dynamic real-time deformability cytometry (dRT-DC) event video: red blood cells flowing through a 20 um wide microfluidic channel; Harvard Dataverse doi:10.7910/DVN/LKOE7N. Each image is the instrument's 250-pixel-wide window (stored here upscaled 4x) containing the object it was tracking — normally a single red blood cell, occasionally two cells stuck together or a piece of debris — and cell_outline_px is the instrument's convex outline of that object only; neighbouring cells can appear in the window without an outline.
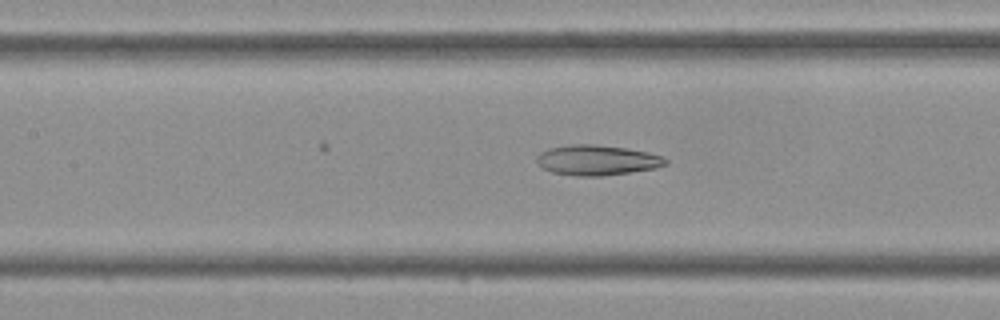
{"species": "Egyptian fruit bat (a non-hibernating species)", "species_latin": "Rousettus aegyptiacus", "temperature_condition": "cold", "stored_images_in_passage": 34, "camera_frame_rate_fps": 3000, "um_per_image_px": 0.085, "frame": {"image": 1, "passage_image": 10, "time_ms": 3.0, "image_size_px": [1000, 320], "cell_outline_px": [[668, 164], [656, 168], [600, 176], [576, 176], [552, 172], [536, 164], [536, 156], [540, 152], [548, 148], [568, 144], [592, 144], [628, 148], [648, 152], [660, 156], [668, 160]], "centroid_in_image_um": [50.71, 13.6], "position_along_channel_um": 156.7, "area_um2": 22.77}}
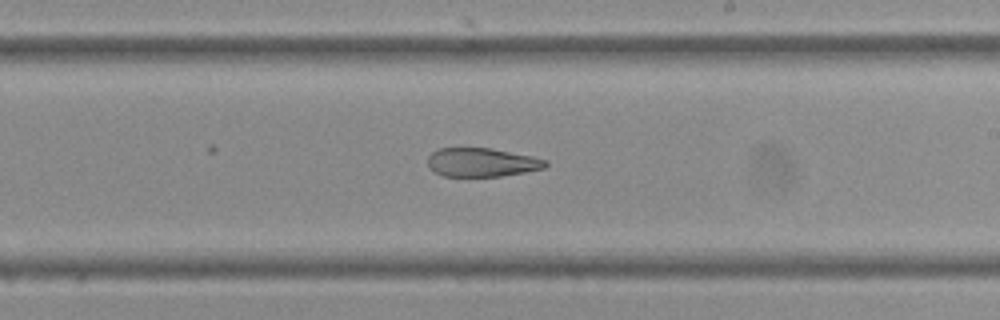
{"frame": {"image": 2, "passage_image": 16, "time_ms": 5.0, "image_size_px": [1000, 320], "cell_outline_px": [[548, 164], [544, 168], [524, 172], [500, 176], [444, 176], [432, 172], [428, 168], [428, 156], [432, 152], [440, 148], [492, 148], [532, 156], [548, 160]], "centroid_in_image_um": [40.93, 13.8], "position_along_channel_um": 248.1, "area_um2": 19.83}}
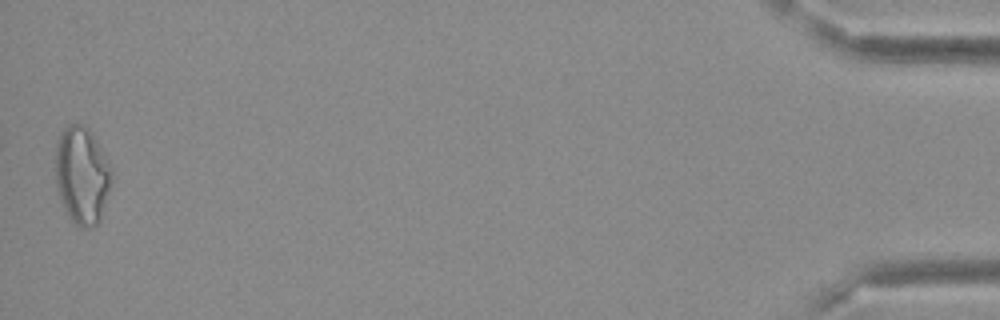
{"frame": {"image": 3, "passage_image": 34, "time_ms": 11.0, "image_size_px": [1000, 320], "cell_outline_px": [[112, 176], [100, 220], [92, 228], [80, 228], [68, 216], [64, 208], [56, 184], [56, 144], [60, 132], [68, 124], [80, 124], [88, 128], [92, 132], [108, 160], [112, 168]], "centroid_in_image_um": [6.97, 14.88], "position_along_channel_um": 428.2, "area_um2": 31.79}}